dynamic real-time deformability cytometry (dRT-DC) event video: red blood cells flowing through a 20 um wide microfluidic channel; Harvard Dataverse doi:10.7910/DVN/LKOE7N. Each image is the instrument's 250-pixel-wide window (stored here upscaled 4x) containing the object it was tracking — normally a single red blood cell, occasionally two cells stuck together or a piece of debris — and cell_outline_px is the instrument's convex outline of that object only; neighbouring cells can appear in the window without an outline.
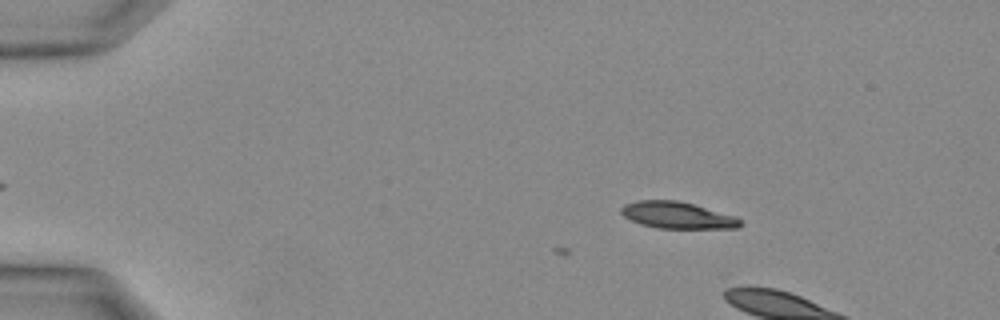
{"species": "Egyptian fruit bat (a non-hibernating species)", "species_latin": "Rousettus aegyptiacus", "temperature_condition": "warm", "stored_images_in_passage": 3, "camera_frame_rate_fps": 3000, "um_per_image_px": 0.085, "animal": {"sex": "female"}, "frame": {"image": 1, "passage_image": 1, "time_ms": 0.0, "image_size_px": [1000, 320], "cell_outline_px": [[740, 228], [656, 228], [640, 224], [624, 216], [620, 212], [620, 208], [624, 204], [636, 200], [676, 200], [692, 204], [736, 216], [740, 220]], "centroid_in_image_um": [57.53, 18.29], "position_along_channel_um": 27.5, "area_um2": 18.44}}